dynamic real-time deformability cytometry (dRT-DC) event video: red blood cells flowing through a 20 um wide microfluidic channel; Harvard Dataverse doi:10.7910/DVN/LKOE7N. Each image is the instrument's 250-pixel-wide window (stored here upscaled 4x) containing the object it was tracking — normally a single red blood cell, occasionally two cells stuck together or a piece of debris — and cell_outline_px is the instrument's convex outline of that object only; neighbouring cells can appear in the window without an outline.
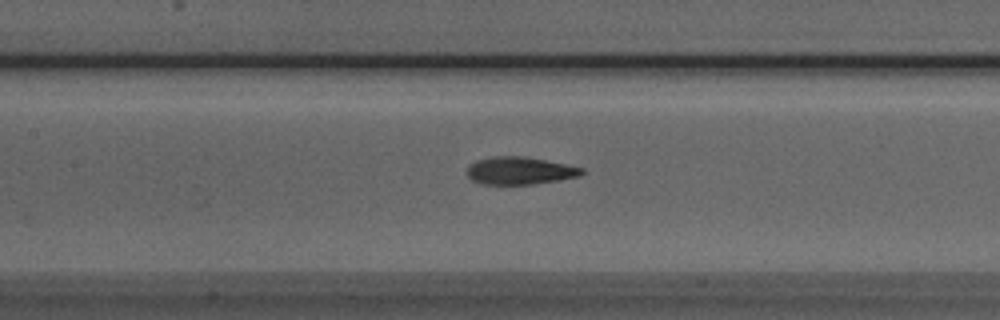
{"species": "Egyptian fruit bat (a non-hibernating species)", "species_latin": "Rousettus aegyptiacus", "temperature_condition": "room temperature", "stored_images_in_passage": 27, "camera_frame_rate_fps": 3000, "um_per_image_px": 0.085, "animal": {"sex": "male"}, "frame": {"image": 1, "passage_image": 9, "time_ms": 2.667, "image_size_px": [1000, 320], "cell_outline_px": [[584, 172], [580, 176], [560, 180], [532, 184], [480, 184], [472, 180], [468, 176], [468, 164], [476, 160], [496, 156], [524, 156], [584, 168]], "centroid_in_image_um": [44.17, 14.51], "position_along_channel_um": 163.2, "area_um2": 18.38}}
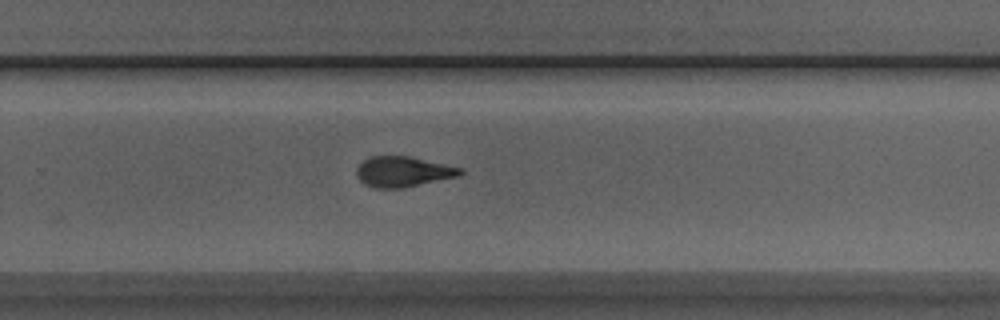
{"frame": {"image": 2, "passage_image": 19, "time_ms": 6.0, "image_size_px": [1000, 320], "cell_outline_px": [[464, 172], [460, 176], [404, 188], [372, 188], [364, 184], [360, 180], [356, 172], [356, 168], [364, 160], [372, 156], [408, 156], [464, 168]], "centroid_in_image_um": [34.28, 14.6], "position_along_channel_um": 295.5, "area_um2": 18.5}}
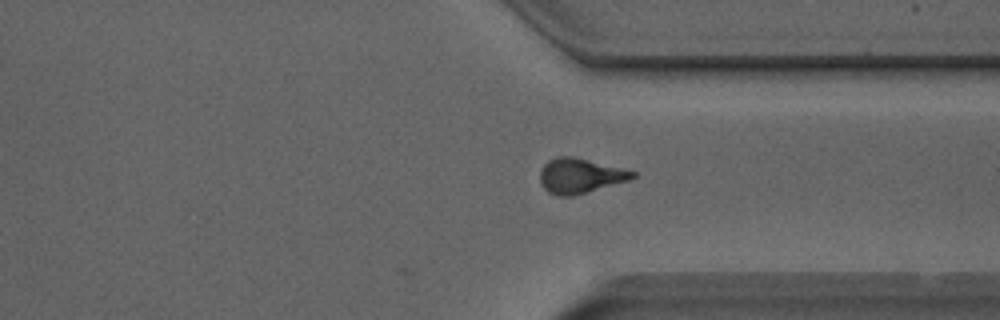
{"frame": {"image": 3, "passage_image": 24, "time_ms": 7.667, "image_size_px": [1000, 320], "cell_outline_px": [[636, 176], [628, 180], [572, 196], [556, 196], [548, 192], [540, 184], [540, 172], [544, 164], [548, 160], [556, 156], [572, 156], [636, 172]], "centroid_in_image_um": [49.24, 14.94], "position_along_channel_um": 362.2, "area_um2": 18.55}, "authors_computed_cell_mechanics": {"area_um2": 18.496, "velocity_mm_per_s": 3.9841, "shape_relaxation_time_tau1_ms": 3.7916, "shape_relaxation_time_tau2_ms": 2.0871, "deformation_change_tau1": 0.1555, "deformation_change_tau2": 0.1001}}